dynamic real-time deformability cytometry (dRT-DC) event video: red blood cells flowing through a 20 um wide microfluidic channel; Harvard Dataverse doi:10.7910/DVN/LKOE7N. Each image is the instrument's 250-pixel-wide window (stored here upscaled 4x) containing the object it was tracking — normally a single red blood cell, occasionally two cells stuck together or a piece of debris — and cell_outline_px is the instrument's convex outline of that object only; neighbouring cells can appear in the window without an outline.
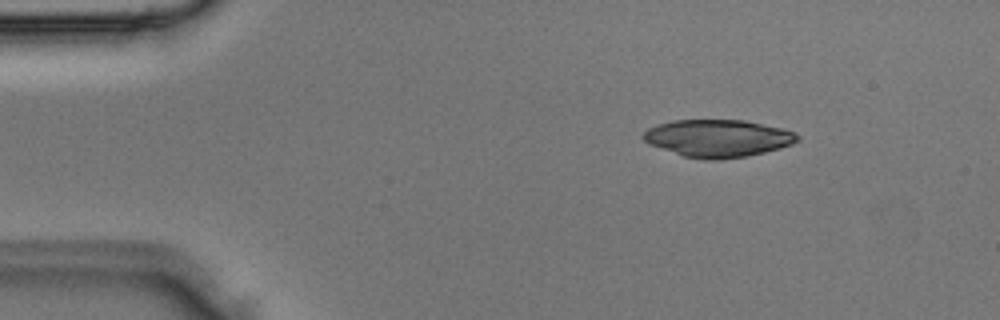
{"species": "Egyptian fruit bat (a non-hibernating species)", "species_latin": "Rousettus aegyptiacus", "temperature_condition": "room temperature", "stored_images_in_passage": 2, "camera_frame_rate_fps": 3000, "um_per_image_px": 0.085, "animal": {"sex": "male"}, "frame": {"image": 1, "passage_image": 1, "time_ms": 0.0, "image_size_px": [1000, 320], "cell_outline_px": [[800, 140], [792, 144], [780, 148], [748, 156], [720, 160], [704, 160], [684, 156], [648, 144], [640, 136], [648, 128], [656, 124], [672, 120], [744, 120], [780, 128], [796, 132], [800, 136]], "centroid_in_image_um": [61.01, 11.76], "position_along_channel_um": 24.0, "area_um2": 33.81}}